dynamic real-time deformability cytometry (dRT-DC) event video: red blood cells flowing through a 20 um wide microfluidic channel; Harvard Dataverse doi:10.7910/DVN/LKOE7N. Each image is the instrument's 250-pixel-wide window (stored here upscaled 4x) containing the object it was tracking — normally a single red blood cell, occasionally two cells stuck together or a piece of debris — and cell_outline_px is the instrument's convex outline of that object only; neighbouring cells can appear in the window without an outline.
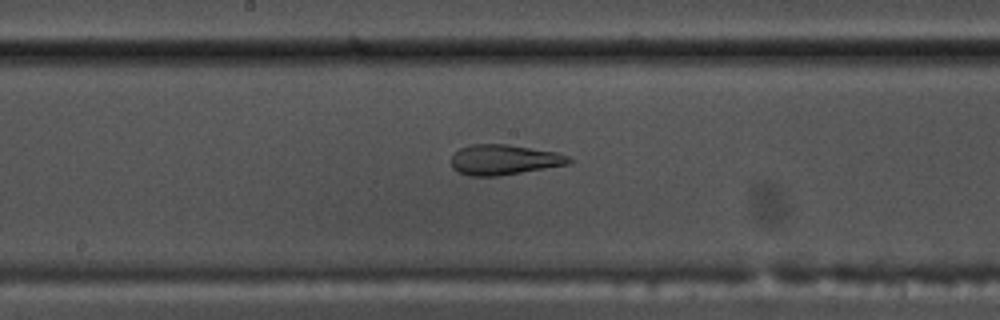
{"species": "common noctule bat (a hibernating species)", "species_latin": "Nyctalus noctula", "temperature_condition": "warm", "stored_images_in_passage": 56, "segment_of_instrument_passage": [1, 2], "camera_frame_rate_fps": 3000, "um_per_image_px": 0.085, "animal": {"sex": "male", "body_mass_g": 17.5, "forearm_length_mm": 52.3}, "frame": {"image": 1, "passage_image": 29, "time_ms": 9.333, "image_size_px": [1000, 320], "cell_outline_px": [[572, 160], [568, 164], [500, 176], [468, 176], [452, 168], [452, 156], [460, 148], [472, 144], [508, 144], [556, 152], [568, 156]], "centroid_in_image_um": [42.83, 13.58], "position_along_channel_um": 205.4, "area_um2": 20.63}}
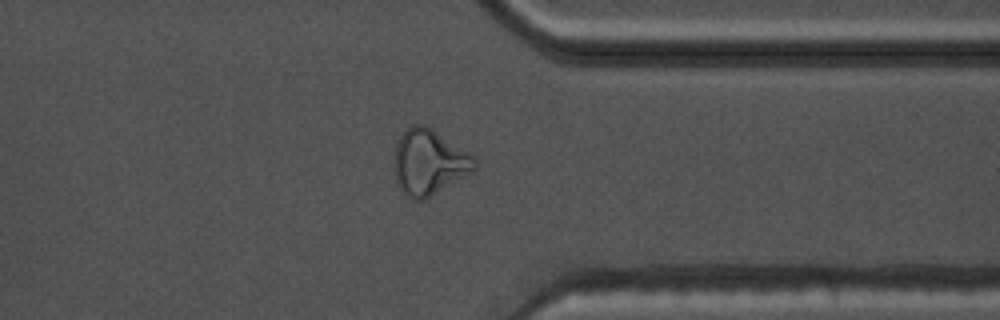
{"frame": {"image": 2, "passage_image": 43, "time_ms": 14.0, "image_size_px": [1000, 320], "cell_outline_px": [[476, 168], [472, 172], [424, 200], [412, 200], [404, 192], [396, 180], [392, 168], [396, 144], [400, 136], [412, 124], [424, 124], [476, 156]], "centroid_in_image_um": [36.46, 13.78], "position_along_channel_um": 374.9, "area_um2": 30.69}}
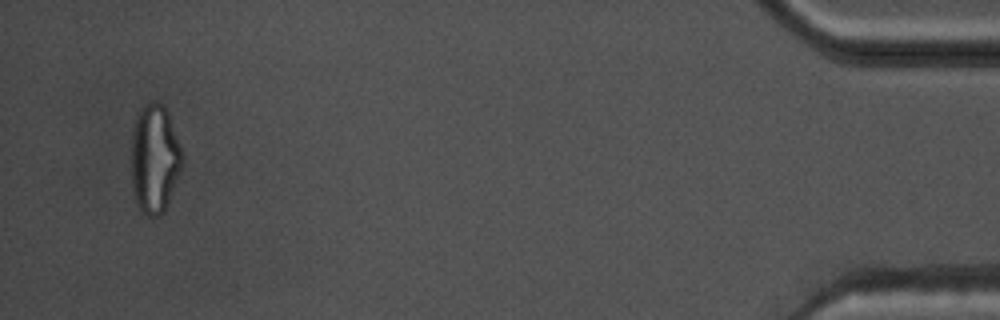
{"frame": {"image": 3, "passage_image": 53, "time_ms": 17.333, "image_size_px": [1000, 320], "cell_outline_px": [[184, 164], [164, 212], [156, 216], [148, 216], [140, 208], [132, 192], [132, 128], [136, 112], [144, 104], [152, 100], [164, 104], [168, 112], [184, 152]], "centroid_in_image_um": [13.16, 13.43], "position_along_channel_um": 422.0, "area_um2": 33.0}}